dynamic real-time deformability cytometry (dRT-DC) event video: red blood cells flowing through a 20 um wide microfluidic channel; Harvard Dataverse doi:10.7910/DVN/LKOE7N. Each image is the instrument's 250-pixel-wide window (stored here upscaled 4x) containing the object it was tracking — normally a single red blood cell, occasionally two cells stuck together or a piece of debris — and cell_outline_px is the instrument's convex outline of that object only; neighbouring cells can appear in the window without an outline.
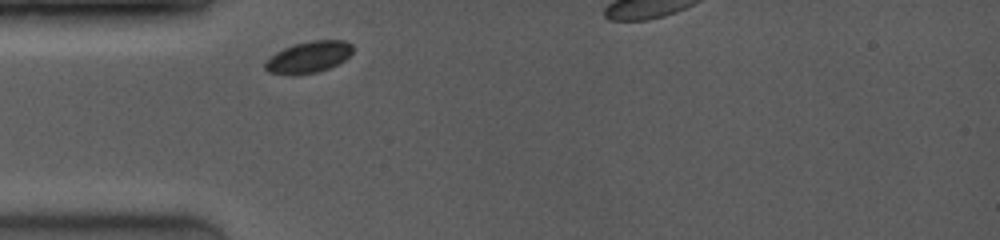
{"species": "common noctule bat (a hibernating species)", "species_latin": "Nyctalus noctula", "temperature_condition": "room temperature", "stored_images_in_passage": 1, "camera_frame_rate_fps": 4000, "um_per_image_px": 0.085, "animal": {"sex": "female", "body_mass_g": 19.0, "forearm_length_mm": 53.3}, "frame": {"image": 1, "passage_image": 1, "time_ms": 0.0, "image_size_px": [1000, 240], "cell_outline_px": [[352, 52], [344, 60], [328, 68], [316, 72], [288, 76], [268, 72], [264, 68], [264, 64], [276, 52], [284, 48], [296, 44], [316, 40], [344, 40], [352, 44]], "centroid_in_image_um": [26.21, 4.87], "position_along_channel_um": 58.8, "area_um2": 15.9}}